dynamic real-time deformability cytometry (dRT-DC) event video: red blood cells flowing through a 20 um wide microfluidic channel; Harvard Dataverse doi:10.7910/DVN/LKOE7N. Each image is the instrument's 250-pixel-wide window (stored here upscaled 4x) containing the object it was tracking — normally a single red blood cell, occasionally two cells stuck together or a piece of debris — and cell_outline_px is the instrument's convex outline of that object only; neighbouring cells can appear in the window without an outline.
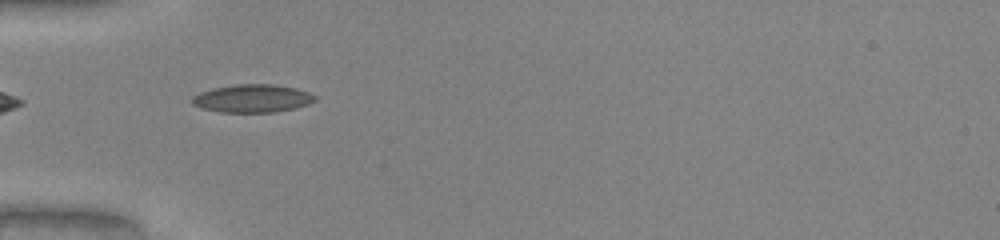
{"species": "common noctule bat (a hibernating species)", "species_latin": "Nyctalus noctula", "temperature_condition": "warm", "stored_images_in_passage": 35, "camera_frame_rate_fps": 3000, "um_per_image_px": 0.085, "animal": {"sex": "male", "body_mass_g": 20.0, "forearm_length_mm": 53.3}, "frame": {"image": 1, "passage_image": 1, "time_ms": 0.0, "image_size_px": [1000, 240], "cell_outline_px": [[316, 100], [308, 104], [296, 108], [276, 112], [220, 112], [200, 108], [192, 104], [192, 96], [200, 92], [212, 88], [236, 84], [272, 84], [296, 88], [308, 92], [316, 96]], "centroid_in_image_um": [21.44, 8.37], "position_along_channel_um": 63.6, "area_um2": 20.17}}
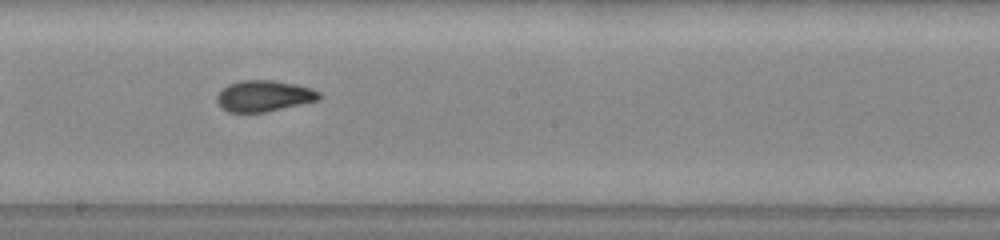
{"frame": {"image": 2, "passage_image": 13, "time_ms": 4.0, "image_size_px": [1000, 240], "cell_outline_px": [[320, 100], [264, 112], [228, 112], [216, 100], [216, 96], [228, 84], [240, 80], [272, 80], [296, 84], [312, 88], [320, 92]], "centroid_in_image_um": [22.46, 8.14], "position_along_channel_um": 225.7, "area_um2": 18.44}}
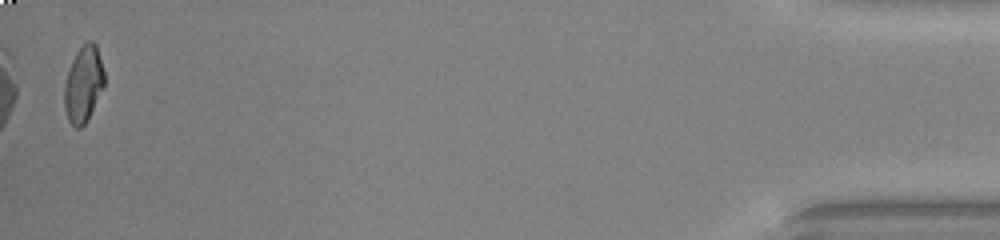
{"frame": {"image": 3, "passage_image": 34, "time_ms": 11.0, "image_size_px": [1000, 240], "cell_outline_px": [[104, 84], [84, 124], [80, 128], [76, 128], [68, 120], [64, 108], [64, 84], [72, 60], [76, 52], [88, 40], [92, 40], [96, 44], [104, 72]], "centroid_in_image_um": [7.07, 7.12], "position_along_channel_um": 428.1, "area_um2": 17.34}, "authors_computed_cell_mechanics": {"area_um2": 18.0914, "velocity_mm_per_s": 4.1211, "shape_relaxation_time_tau1_ms": null, "shape_relaxation_time_tau2_ms": 0.6286, "deformation_change_tau1": null, "deformation_change_tau2": 0.0527}}